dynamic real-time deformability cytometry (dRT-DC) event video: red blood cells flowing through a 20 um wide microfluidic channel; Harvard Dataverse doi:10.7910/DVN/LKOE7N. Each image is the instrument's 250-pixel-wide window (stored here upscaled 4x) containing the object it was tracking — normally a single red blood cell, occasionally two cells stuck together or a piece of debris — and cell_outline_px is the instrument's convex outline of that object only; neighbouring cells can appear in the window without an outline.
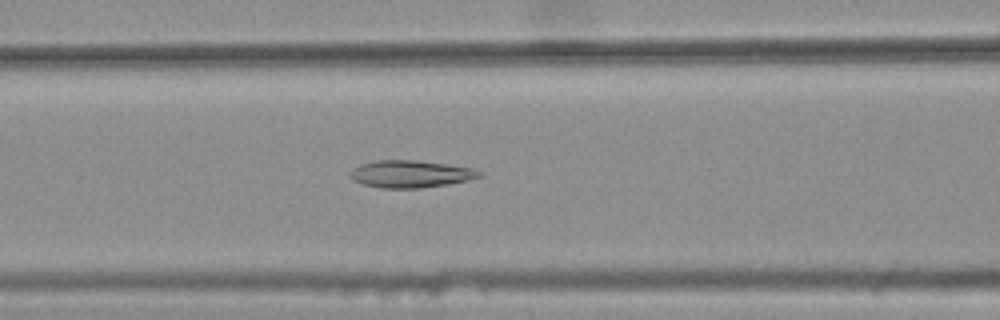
{"species": "common noctule bat (a hibernating species)", "species_latin": "Nyctalus noctula", "temperature_condition": "warm", "stored_images_in_passage": 44, "camera_frame_rate_fps": 3000, "um_per_image_px": 0.085, "animal": {"sex": "female", "body_mass_g": 25.1}, "frame": {"image": 1, "passage_image": 20, "time_ms": 6.333, "image_size_px": [1000, 320], "cell_outline_px": [[484, 176], [448, 184], [420, 188], [380, 188], [364, 184], [352, 180], [348, 176], [348, 172], [352, 168], [360, 164], [376, 160], [416, 160], [472, 168], [480, 172]], "centroid_in_image_um": [34.82, 14.79], "position_along_channel_um": 131.8, "area_um2": 20.52}}
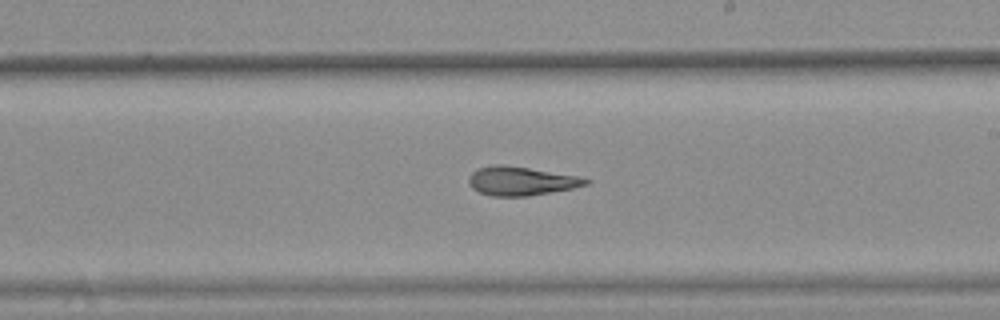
{"frame": {"image": 2, "passage_image": 29, "time_ms": 9.333, "image_size_px": [1000, 320], "cell_outline_px": [[592, 180], [588, 184], [572, 188], [528, 196], [492, 196], [480, 192], [472, 188], [468, 180], [468, 176], [476, 168], [492, 164], [504, 164], [580, 176]], "centroid_in_image_um": [44.27, 15.37], "position_along_channel_um": 244.7, "area_um2": 19.77}}
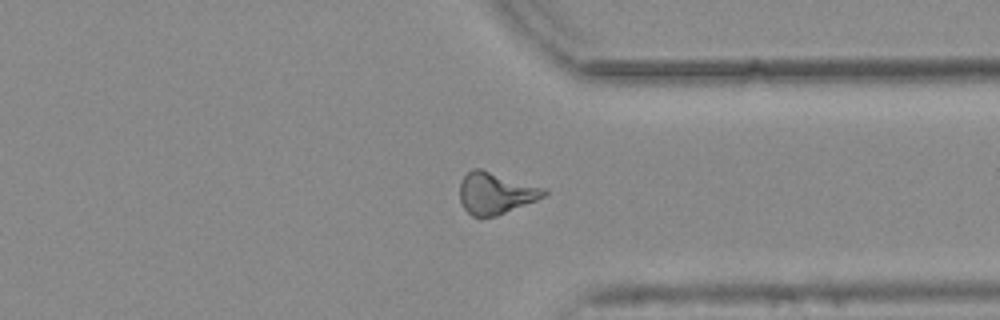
{"frame": {"image": 3, "passage_image": 39, "time_ms": 12.667, "image_size_px": [1000, 320], "cell_outline_px": [[548, 192], [544, 196], [536, 200], [496, 216], [480, 220], [472, 216], [464, 208], [460, 200], [460, 184], [464, 176], [472, 168], [480, 168], [548, 188]], "centroid_in_image_um": [42.13, 16.43], "position_along_channel_um": 369.3, "area_um2": 20.81}, "authors_computed_cell_mechanics": {"area_um2": 20.1144, "velocity_mm_per_s": 3.7771, "shape_relaxation_time_tau1_ms": null, "shape_relaxation_time_tau2_ms": 3.5787, "deformation_change_tau1": null, "deformation_change_tau2": 0.1181}}